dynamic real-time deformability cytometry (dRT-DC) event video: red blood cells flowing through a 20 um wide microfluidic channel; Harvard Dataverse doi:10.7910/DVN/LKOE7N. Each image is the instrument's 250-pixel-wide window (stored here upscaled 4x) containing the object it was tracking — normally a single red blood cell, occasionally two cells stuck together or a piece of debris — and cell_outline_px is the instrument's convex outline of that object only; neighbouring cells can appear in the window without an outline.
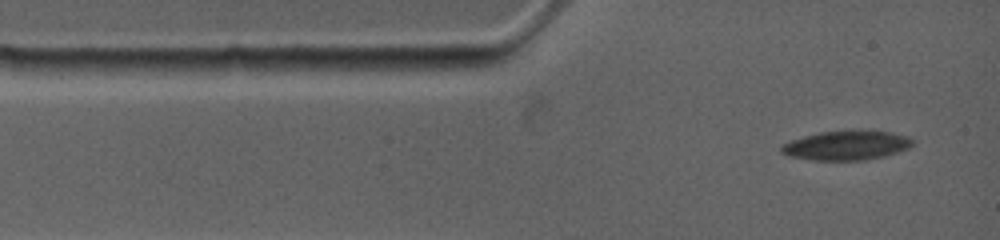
{"species": "common noctule bat (a hibernating species)", "species_latin": "Nyctalus noctula", "temperature_condition": "warm", "stored_images_in_passage": 36, "camera_frame_rate_fps": 4500, "um_per_image_px": 0.085, "animal": {"sex": "female", "body_mass_g": 19.0, "forearm_length_mm": 53.3}, "frame": {"image": 1, "passage_image": 1, "time_ms": 0.0, "image_size_px": [1000, 240], "cell_outline_px": [[916, 140], [908, 148], [884, 156], [864, 160], [812, 160], [788, 156], [780, 152], [780, 144], [804, 136], [820, 132], [892, 132], [908, 136]], "centroid_in_image_um": [71.92, 12.38], "position_along_channel_um": 13.1, "area_um2": 22.02}}
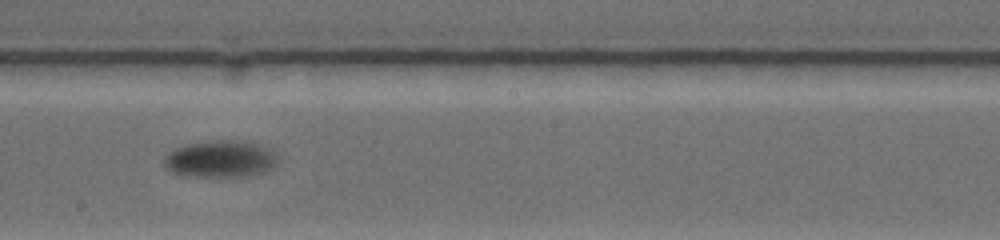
{"frame": {"image": 2, "passage_image": 13, "time_ms": 6.889, "image_size_px": [1000, 240], "cell_outline_px": [[276, 168], [264, 172], [248, 176], [192, 176], [172, 172], [164, 168], [164, 156], [172, 148], [184, 144], [216, 140], [244, 140], [260, 144], [276, 152]], "centroid_in_image_um": [18.74, 13.49], "position_along_channel_um": 229.5, "area_um2": 24.91}}
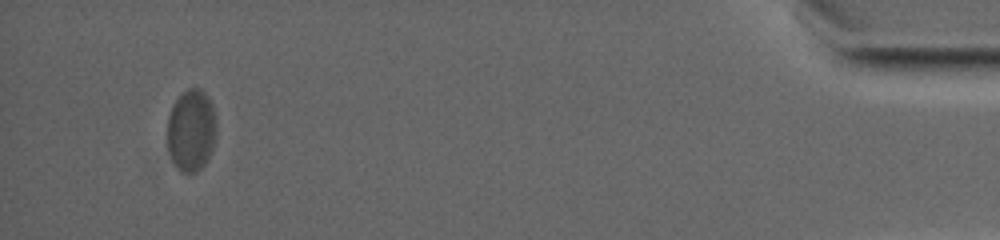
{"frame": {"image": 3, "passage_image": 36, "time_ms": 15.556, "image_size_px": [1000, 240], "cell_outline_px": [[216, 136], [212, 148], [204, 164], [196, 172], [180, 172], [172, 164], [168, 152], [168, 116], [172, 104], [188, 88], [200, 88], [208, 96], [212, 104], [216, 120]], "centroid_in_image_um": [16.24, 11.08], "position_along_channel_um": 419.0, "area_um2": 23.64}, "authors_computed_cell_mechanics": {"area_um2": 23.3223, "velocity_mm_per_s": 3.5438, "shape_relaxation_time_tau1_ms": 3.9042, "shape_relaxation_time_tau2_ms": null, "deformation_change_tau1": 0.1353, "deformation_change_tau2": null}}